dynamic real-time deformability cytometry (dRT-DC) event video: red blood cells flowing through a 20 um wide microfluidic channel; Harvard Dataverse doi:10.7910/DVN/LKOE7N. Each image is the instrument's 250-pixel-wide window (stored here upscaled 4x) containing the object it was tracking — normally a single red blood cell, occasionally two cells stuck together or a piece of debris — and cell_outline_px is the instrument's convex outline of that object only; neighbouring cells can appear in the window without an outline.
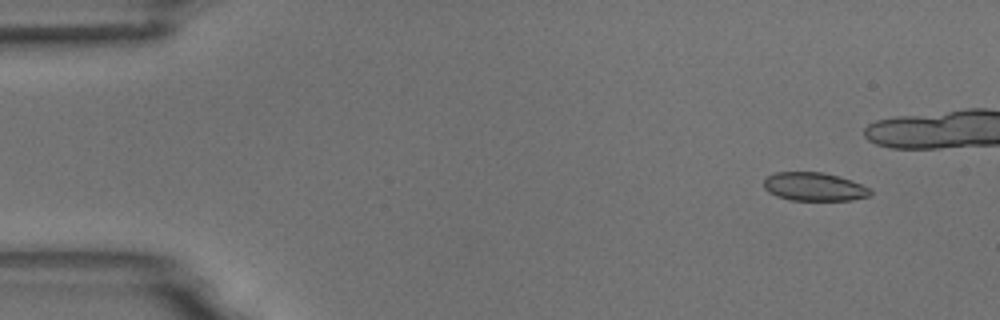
{"species": "common noctule bat (a hibernating species)", "species_latin": "Nyctalus noctula", "temperature_condition": "room temperature", "stored_images_in_passage": 7, "camera_frame_rate_fps": 3000, "um_per_image_px": 0.085, "animal": {"sex": "male", "body_mass_g": 18.8}, "frame": {"image": 1, "passage_image": 2, "time_ms": 1.0, "image_size_px": [1000, 320], "cell_outline_px": [[872, 192], [868, 196], [852, 200], [792, 200], [776, 196], [768, 192], [764, 188], [764, 180], [768, 176], [776, 172], [820, 172], [840, 176], [852, 180], [868, 188]], "centroid_in_image_um": [69.19, 15.87], "position_along_channel_um": 15.8, "area_um2": 17.57}}
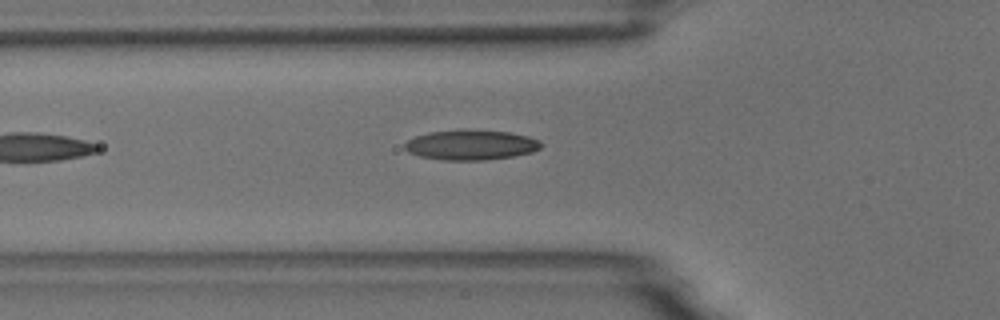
{"frame": {"image": 2, "passage_image": 7, "time_ms": 8.0, "image_size_px": [1000, 320], "cell_outline_px": [[544, 144], [540, 148], [532, 152], [512, 156], [484, 160], [444, 160], [420, 156], [408, 152], [404, 148], [404, 144], [408, 140], [416, 136], [428, 132], [464, 128], [468, 128], [508, 132], [528, 136], [540, 140]], "centroid_in_image_um": [40.03, 12.29], "position_along_channel_um": 85.8, "area_um2": 24.22}}